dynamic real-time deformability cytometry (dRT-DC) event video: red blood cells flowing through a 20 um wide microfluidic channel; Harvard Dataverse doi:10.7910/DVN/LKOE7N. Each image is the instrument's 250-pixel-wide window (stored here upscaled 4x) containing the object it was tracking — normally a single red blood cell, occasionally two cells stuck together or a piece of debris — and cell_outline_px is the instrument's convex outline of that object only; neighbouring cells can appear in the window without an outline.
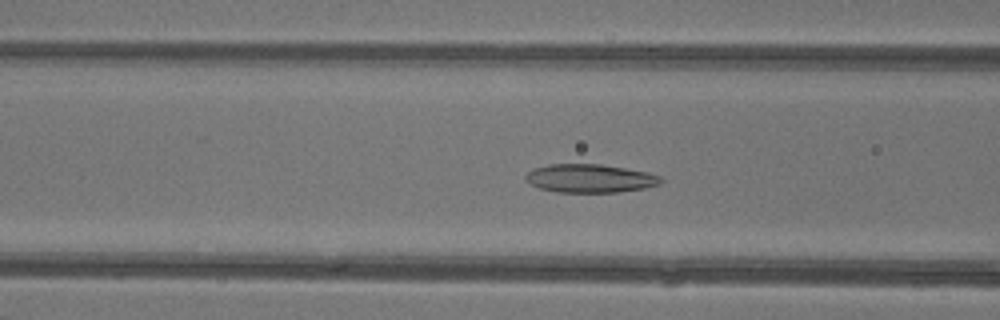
{"species": "common noctule bat (a hibernating species)", "species_latin": "Nyctalus noctula", "temperature_condition": "warm", "stored_images_in_passage": 29, "camera_frame_rate_fps": 3000, "um_per_image_px": 0.085, "animal": {"sex": "female"}, "frame": {"image": 1, "passage_image": 7, "time_ms": 2.0, "image_size_px": [1000, 320], "cell_outline_px": [[664, 180], [660, 184], [644, 188], [616, 192], [556, 192], [540, 188], [524, 180], [524, 176], [532, 168], [548, 164], [600, 164], [648, 172], [660, 176]], "centroid_in_image_um": [50.13, 15.15], "position_along_channel_um": 116.5, "area_um2": 22.43}}
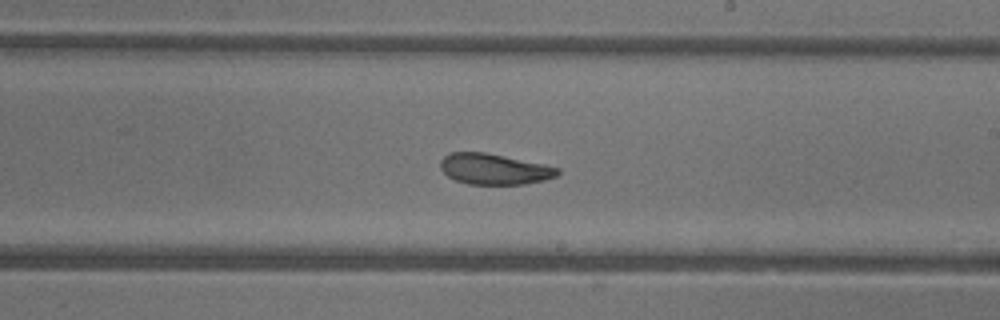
{"frame": {"image": 2, "passage_image": 16, "time_ms": 5.0, "image_size_px": [1000, 320], "cell_outline_px": [[560, 172], [556, 176], [544, 180], [524, 184], [468, 184], [456, 180], [448, 176], [440, 168], [440, 160], [448, 152], [484, 152], [544, 164], [560, 168]], "centroid_in_image_um": [41.99, 14.36], "position_along_channel_um": 247.0, "area_um2": 20.98}}
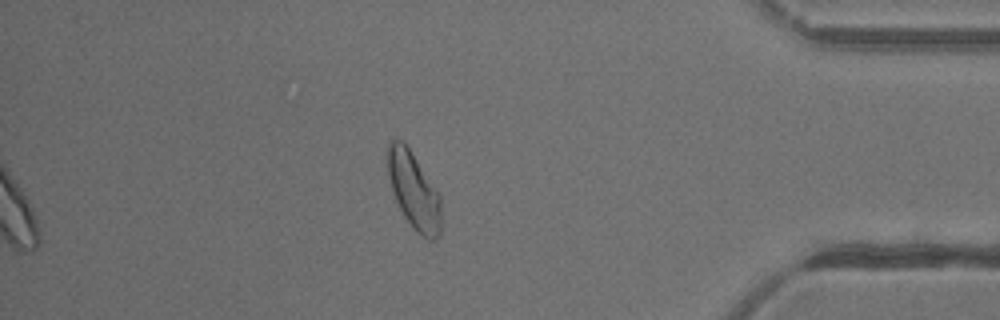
{"frame": {"image": 3, "passage_image": 29, "time_ms": 9.333, "image_size_px": [1000, 320], "cell_outline_px": [[440, 236], [432, 240], [428, 240], [420, 236], [412, 228], [404, 216], [392, 192], [388, 176], [388, 140], [400, 140], [408, 148], [440, 196]], "centroid_in_image_um": [35.16, 16.27], "position_along_channel_um": 400.0, "area_um2": 23.47}, "authors_computed_cell_mechanics": {"area_um2": 21.7906, "velocity_mm_per_s": 4.353, "shape_relaxation_time_tau1_ms": 4.0435, "shape_relaxation_time_tau2_ms": 1.8042, "deformation_change_tau1": 0.1323, "deformation_change_tau2": 0.0792}}